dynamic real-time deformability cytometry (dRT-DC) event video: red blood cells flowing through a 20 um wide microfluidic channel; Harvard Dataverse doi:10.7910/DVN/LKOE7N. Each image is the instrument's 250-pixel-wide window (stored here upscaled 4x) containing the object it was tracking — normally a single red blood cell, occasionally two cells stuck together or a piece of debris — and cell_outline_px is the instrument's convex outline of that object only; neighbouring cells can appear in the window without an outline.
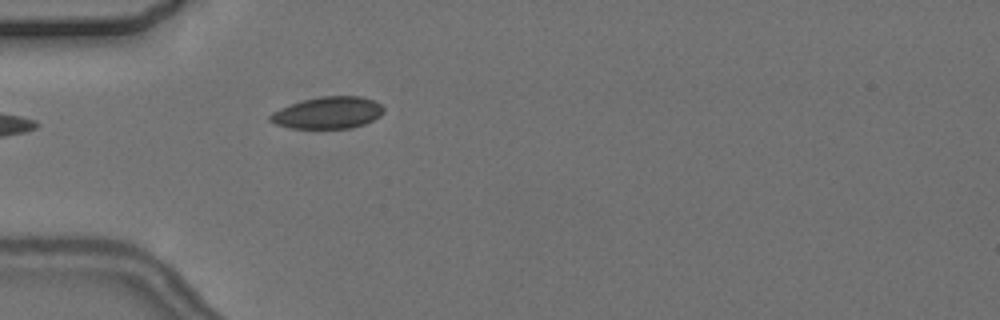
{"species": "common noctule bat (a hibernating species)", "species_latin": "Nyctalus noctula", "temperature_condition": "cold", "stored_images_in_passage": 2, "camera_frame_rate_fps": 3000, "um_per_image_px": 0.085, "animal": {"sex": "female", "body_mass_g": 24.6, "forearm_length_mm": 56.2}, "frame": {"image": 1, "passage_image": 2, "time_ms": 1.333, "image_size_px": [1000, 320], "cell_outline_px": [[384, 112], [380, 116], [364, 124], [352, 128], [288, 128], [276, 124], [268, 120], [268, 116], [272, 112], [280, 108], [304, 100], [324, 96], [364, 96], [376, 100], [384, 108]], "centroid_in_image_um": [27.89, 9.58], "position_along_channel_um": 57.1, "area_um2": 21.15}}